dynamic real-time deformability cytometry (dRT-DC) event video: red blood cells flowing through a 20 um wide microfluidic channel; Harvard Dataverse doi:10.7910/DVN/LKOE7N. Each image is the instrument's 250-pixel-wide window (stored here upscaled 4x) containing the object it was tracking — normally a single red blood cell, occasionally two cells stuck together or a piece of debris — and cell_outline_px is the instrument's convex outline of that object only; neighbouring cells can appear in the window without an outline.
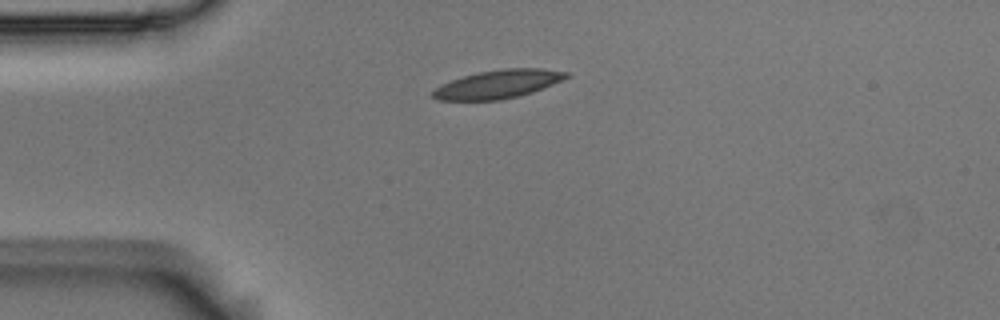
{"species": "Egyptian fruit bat (a non-hibernating species)", "species_latin": "Rousettus aegyptiacus", "temperature_condition": "room temperature", "stored_images_in_passage": 4, "camera_frame_rate_fps": 3000, "um_per_image_px": 0.085, "animal": {"sex": "male"}, "frame": {"image": 1, "passage_image": 1, "time_ms": 0.0, "image_size_px": [1000, 320], "cell_outline_px": [[572, 76], [532, 92], [500, 100], [436, 100], [432, 96], [432, 92], [440, 84], [464, 76], [480, 72], [504, 68], [540, 68], [568, 72]], "centroid_in_image_um": [42.34, 7.15], "position_along_channel_um": 42.7, "area_um2": 21.91}}
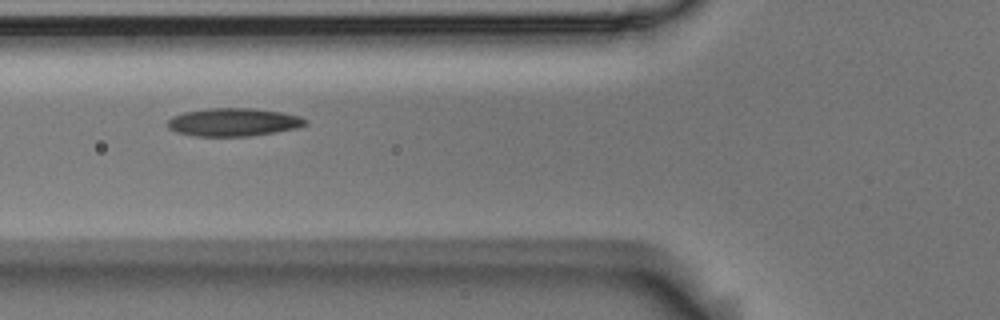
{"frame": {"image": 2, "passage_image": 3, "time_ms": 0.667, "image_size_px": [1000, 320], "cell_outline_px": [[308, 124], [296, 128], [248, 136], [196, 136], [176, 132], [168, 128], [168, 120], [172, 116], [184, 112], [212, 108], [252, 108], [280, 112], [300, 116], [308, 120]], "centroid_in_image_um": [19.84, 10.38], "position_along_channel_um": 106.0, "area_um2": 22.37}}
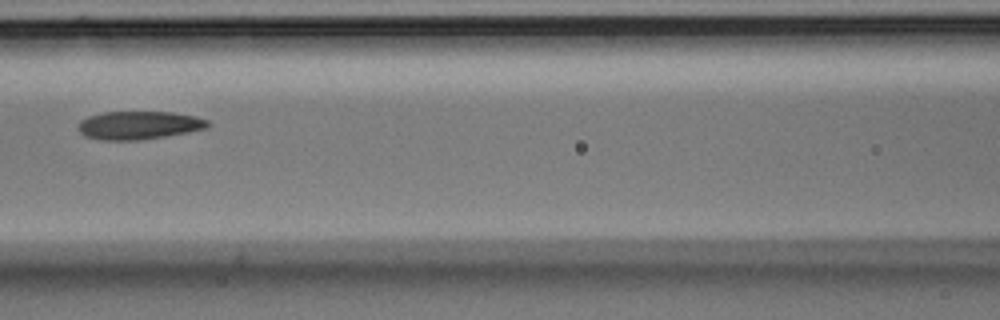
{"frame": {"image": 3, "passage_image": 4, "time_ms": 1.0, "image_size_px": [1000, 320], "cell_outline_px": [[212, 124], [208, 128], [188, 132], [140, 140], [100, 140], [84, 136], [80, 132], [80, 120], [88, 116], [104, 112], [172, 112], [196, 116], [208, 120]], "centroid_in_image_um": [11.84, 10.64], "position_along_channel_um": 154.8, "area_um2": 21.33}}